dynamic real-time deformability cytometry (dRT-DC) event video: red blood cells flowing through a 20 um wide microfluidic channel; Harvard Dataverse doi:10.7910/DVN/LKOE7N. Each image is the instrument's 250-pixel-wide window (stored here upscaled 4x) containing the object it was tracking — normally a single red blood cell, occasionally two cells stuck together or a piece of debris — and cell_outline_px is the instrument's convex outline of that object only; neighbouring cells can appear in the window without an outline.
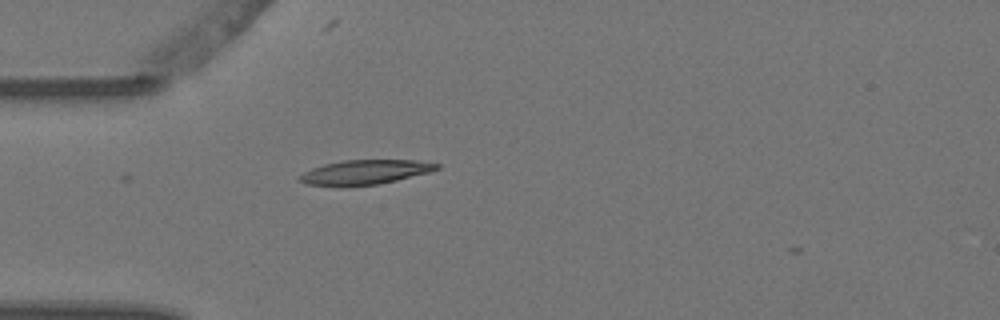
{"species": "Egyptian fruit bat (a non-hibernating species)", "species_latin": "Rousettus aegyptiacus", "temperature_condition": "warm", "stored_images_in_passage": 1, "camera_frame_rate_fps": 3000, "um_per_image_px": 0.085, "animal": {"sex": "female"}, "frame": {"image": 1, "passage_image": 1, "time_ms": 0.0, "image_size_px": [1000, 320], "cell_outline_px": [[440, 168], [428, 172], [396, 180], [376, 184], [340, 188], [304, 184], [300, 180], [300, 176], [304, 172], [312, 168], [324, 164], [344, 160], [412, 160], [440, 164]], "centroid_in_image_um": [30.95, 14.65], "position_along_channel_um": 54.0, "area_um2": 19.71}}